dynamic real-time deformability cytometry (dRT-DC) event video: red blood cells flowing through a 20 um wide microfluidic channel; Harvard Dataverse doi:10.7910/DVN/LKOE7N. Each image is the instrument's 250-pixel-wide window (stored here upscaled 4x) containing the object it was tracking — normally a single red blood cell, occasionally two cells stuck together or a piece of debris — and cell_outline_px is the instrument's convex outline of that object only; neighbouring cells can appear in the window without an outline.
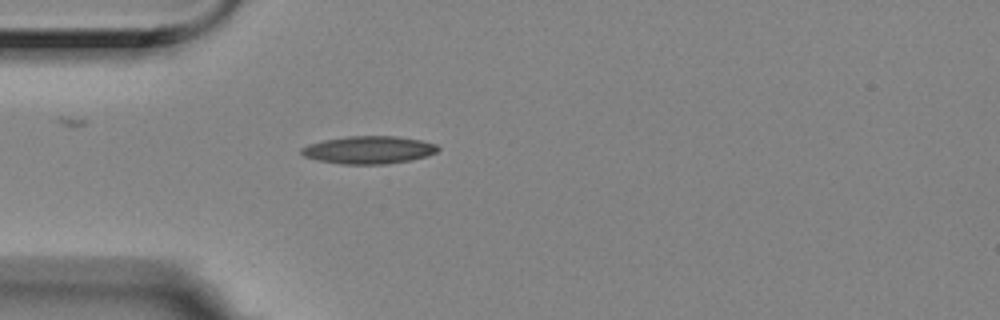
{"species": "Egyptian fruit bat (a non-hibernating species)", "species_latin": "Rousettus aegyptiacus", "temperature_condition": "room temperature", "stored_images_in_passage": 3, "camera_frame_rate_fps": 3000, "um_per_image_px": 0.085, "animal": {"sex": "female"}, "frame": {"image": 1, "passage_image": 3, "time_ms": 0.667, "image_size_px": [1000, 320], "cell_outline_px": [[440, 148], [436, 152], [424, 156], [408, 160], [384, 164], [344, 164], [320, 160], [304, 156], [300, 152], [300, 148], [308, 144], [324, 140], [348, 136], [396, 136], [420, 140], [436, 144]], "centroid_in_image_um": [31.32, 12.73], "position_along_channel_um": 53.7, "area_um2": 21.73}}